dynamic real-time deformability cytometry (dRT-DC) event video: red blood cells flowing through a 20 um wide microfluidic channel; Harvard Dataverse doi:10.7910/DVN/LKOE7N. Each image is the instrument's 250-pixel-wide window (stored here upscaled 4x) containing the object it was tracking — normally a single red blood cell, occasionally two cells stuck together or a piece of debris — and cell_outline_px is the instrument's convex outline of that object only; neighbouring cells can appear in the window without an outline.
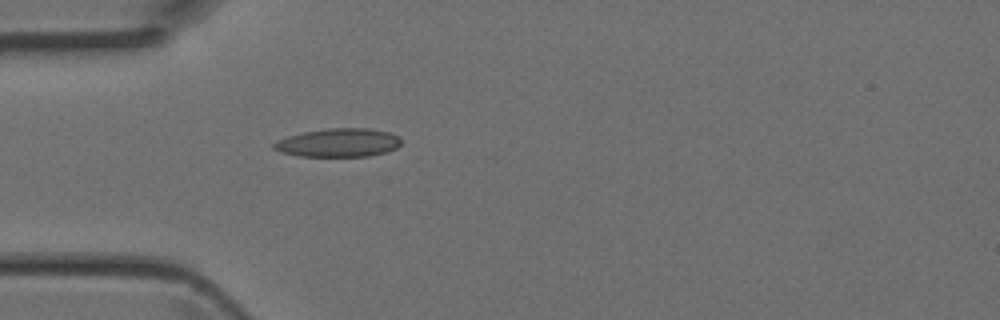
{"species": "Egyptian fruit bat (a non-hibernating species)", "species_latin": "Rousettus aegyptiacus", "temperature_condition": "room temperature", "stored_images_in_passage": 3, "camera_frame_rate_fps": 3000, "um_per_image_px": 0.085, "animal": {"sex": "female"}, "frame": {"image": 1, "passage_image": 3, "time_ms": 0.667, "image_size_px": [1000, 320], "cell_outline_px": [[400, 144], [396, 148], [384, 152], [368, 156], [300, 156], [280, 152], [272, 148], [272, 144], [276, 140], [288, 136], [304, 132], [328, 128], [368, 128], [388, 132], [400, 136]], "centroid_in_image_um": [28.74, 12.12], "position_along_channel_um": 56.3, "area_um2": 21.1}}